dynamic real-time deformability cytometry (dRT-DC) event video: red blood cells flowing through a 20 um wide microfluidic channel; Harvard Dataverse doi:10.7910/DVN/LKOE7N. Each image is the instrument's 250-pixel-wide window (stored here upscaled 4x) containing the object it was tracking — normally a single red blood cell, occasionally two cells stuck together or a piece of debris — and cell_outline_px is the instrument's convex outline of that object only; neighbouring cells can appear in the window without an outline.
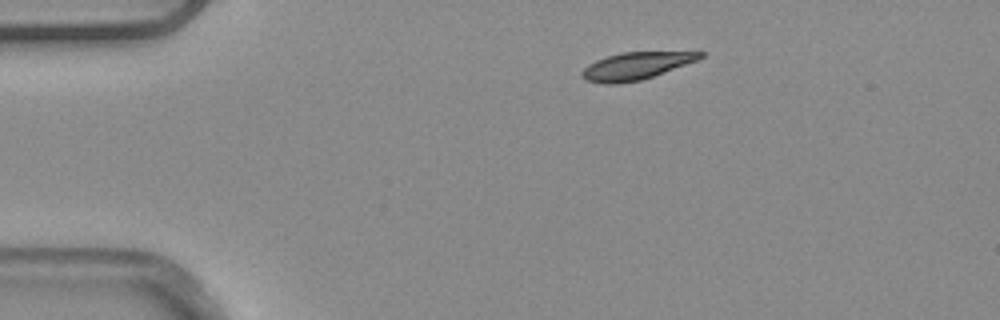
{"species": "common noctule bat (a hibernating species)", "species_latin": "Nyctalus noctula", "temperature_condition": "warm", "stored_images_in_passage": 4, "segment_of_instrument_passage": [1, 2], "camera_frame_rate_fps": 3000, "um_per_image_px": 0.085, "animal": {"sex": "male", "body_mass_g": 20.4}, "frame": {"image": 1, "passage_image": 1, "time_ms": 0.0, "image_size_px": [1000, 320], "cell_outline_px": [[704, 56], [696, 60], [652, 76], [640, 80], [616, 84], [604, 84], [584, 80], [580, 76], [580, 72], [588, 64], [596, 60], [620, 52], [704, 52]], "centroid_in_image_um": [53.96, 5.61], "position_along_channel_um": 31.0, "area_um2": 18.55}}